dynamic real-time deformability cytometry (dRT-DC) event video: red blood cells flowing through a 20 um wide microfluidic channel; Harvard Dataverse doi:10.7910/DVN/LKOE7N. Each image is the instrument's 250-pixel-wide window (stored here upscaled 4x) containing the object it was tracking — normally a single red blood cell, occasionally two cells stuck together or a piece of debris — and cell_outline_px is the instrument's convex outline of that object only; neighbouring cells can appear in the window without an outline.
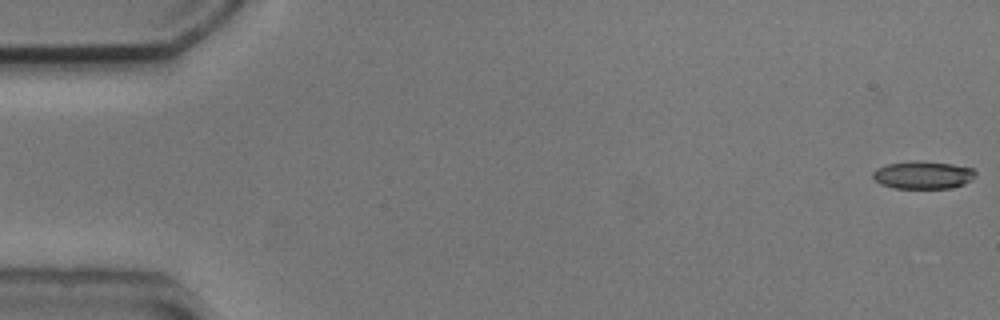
{"species": "common noctule bat (a hibernating species)", "species_latin": "Nyctalus noctula", "temperature_condition": "cold", "stored_images_in_passage": 54, "camera_frame_rate_fps": 3000, "um_per_image_px": 0.085, "animal": {"sex": "male", "body_mass_g": 20.5, "forearm_length_mm": 52.5}, "frame": {"image": 1, "passage_image": 1, "time_ms": 0.0, "image_size_px": [1000, 320], "cell_outline_px": [[976, 176], [972, 180], [964, 184], [952, 188], [892, 188], [880, 184], [872, 176], [872, 172], [876, 168], [888, 164], [912, 160], [916, 160], [952, 164], [972, 168], [976, 172]], "centroid_in_image_um": [78.45, 14.87], "position_along_channel_um": 6.5, "area_um2": 16.76}}
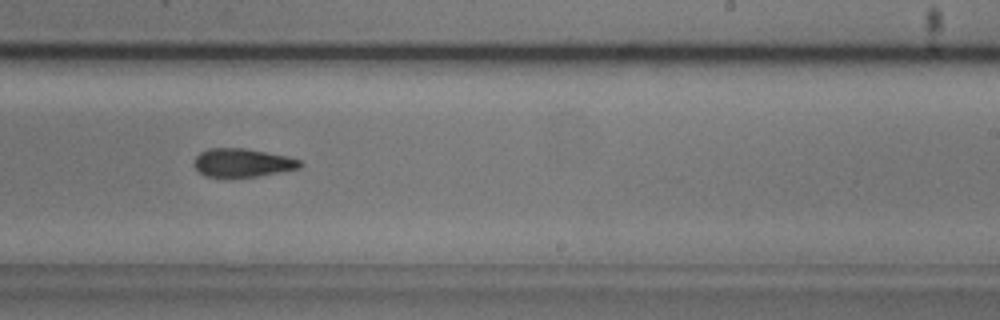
{"frame": {"image": 2, "passage_image": 33, "time_ms": 10.667, "image_size_px": [1000, 320], "cell_outline_px": [[304, 164], [300, 168], [256, 176], [204, 176], [192, 164], [196, 156], [200, 152], [208, 148], [244, 148], [288, 156], [300, 160]], "centroid_in_image_um": [20.6, 13.81], "position_along_channel_um": 268.4, "area_um2": 17.4}}
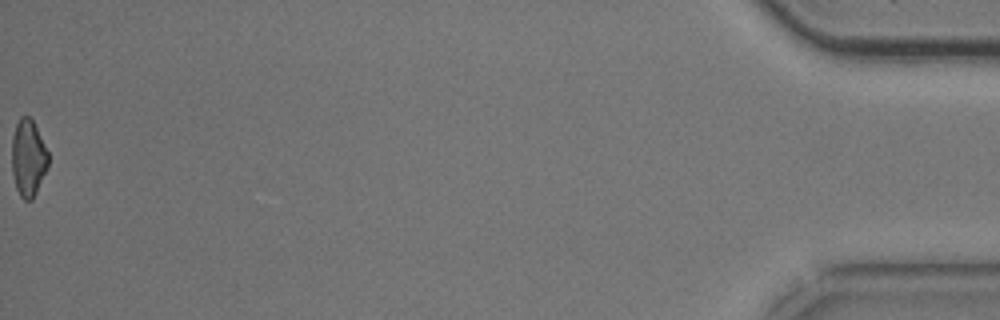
{"frame": {"image": 3, "passage_image": 54, "time_ms": 17.667, "image_size_px": [1000, 320], "cell_outline_px": [[48, 168], [32, 200], [24, 200], [20, 196], [16, 188], [12, 172], [12, 136], [16, 124], [20, 116], [28, 116], [32, 120], [48, 152]], "centroid_in_image_um": [2.39, 13.44], "position_along_channel_um": 432.8, "area_um2": 16.24}, "authors_computed_cell_mechanics": {"area_um2": 17.8313, "velocity_mm_per_s": 3.8011, "shape_relaxation_time_tau1_ms": 2.5352, "shape_relaxation_time_tau2_ms": 6.4812, "deformation_change_tau1": 0.1082, "deformation_change_tau2": 0.1648}}